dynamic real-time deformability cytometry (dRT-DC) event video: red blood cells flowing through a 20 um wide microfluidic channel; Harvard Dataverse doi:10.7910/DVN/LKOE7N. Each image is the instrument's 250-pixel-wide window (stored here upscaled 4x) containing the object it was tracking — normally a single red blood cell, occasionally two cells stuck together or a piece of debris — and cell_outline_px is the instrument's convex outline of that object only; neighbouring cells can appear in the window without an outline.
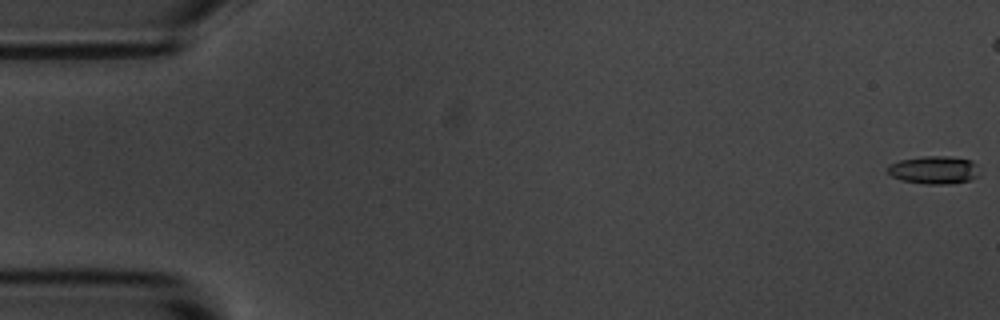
{"species": "common noctule bat (a hibernating species)", "species_latin": "Nyctalus noctula", "temperature_condition": "room temperature", "stored_images_in_passage": 13, "camera_frame_rate_fps": 3000, "um_per_image_px": 0.085, "animal": {"sex": "male", "body_mass_g": 20.1, "forearm_length_mm": 53.5}, "frame": {"image": 1, "passage_image": 1, "time_ms": 0.0, "image_size_px": [1000, 320], "cell_outline_px": [[980, 176], [972, 180], [948, 184], [924, 184], [900, 180], [892, 176], [888, 172], [888, 164], [900, 160], [924, 156], [948, 156], [972, 160], [976, 164]], "centroid_in_image_um": [79.42, 14.45], "position_along_channel_um": 5.6, "area_um2": 15.14}}